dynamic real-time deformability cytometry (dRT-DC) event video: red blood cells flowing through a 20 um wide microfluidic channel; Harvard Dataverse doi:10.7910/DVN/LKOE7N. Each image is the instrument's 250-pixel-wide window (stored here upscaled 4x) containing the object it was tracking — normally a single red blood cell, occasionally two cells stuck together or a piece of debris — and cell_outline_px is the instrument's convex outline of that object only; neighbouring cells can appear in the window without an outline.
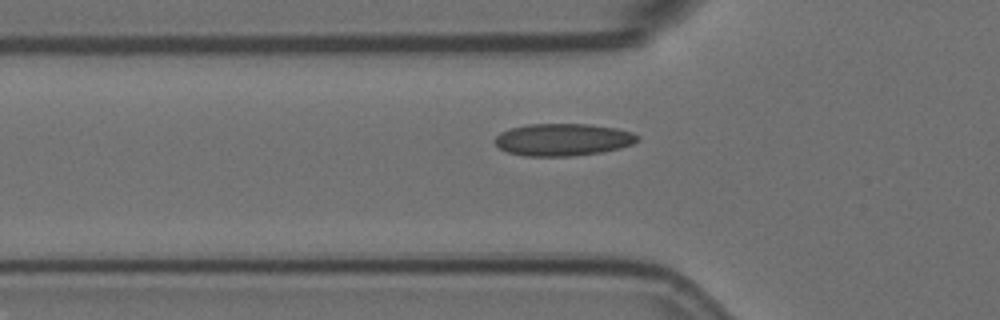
{"species": "Egyptian fruit bat (a non-hibernating species)", "species_latin": "Rousettus aegyptiacus", "temperature_condition": "room temperature", "stored_images_in_passage": 42, "segment_of_instrument_passage": [1, 2], "camera_frame_rate_fps": 3000, "um_per_image_px": 0.085, "animal": {"sex": "female"}, "frame": {"image": 1, "passage_image": 7, "time_ms": 2.0, "image_size_px": [1000, 320], "cell_outline_px": [[640, 140], [632, 144], [620, 148], [600, 152], [572, 156], [524, 156], [508, 152], [500, 148], [492, 140], [500, 132], [512, 128], [528, 124], [588, 124], [616, 128], [632, 132], [640, 136]], "centroid_in_image_um": [47.85, 11.87], "position_along_channel_um": 77.9, "area_um2": 26.88}}
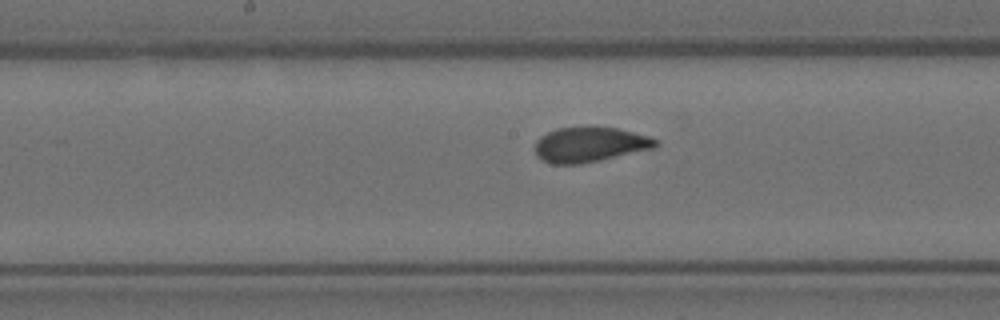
{"frame": {"image": 2, "passage_image": 17, "time_ms": 5.333, "image_size_px": [1000, 320], "cell_outline_px": [[660, 144], [656, 148], [600, 160], [580, 164], [552, 164], [536, 156], [536, 140], [540, 136], [556, 128], [592, 124], [616, 128], [648, 136], [660, 140]], "centroid_in_image_um": [50.16, 12.25], "position_along_channel_um": 198.0, "area_um2": 25.26}}
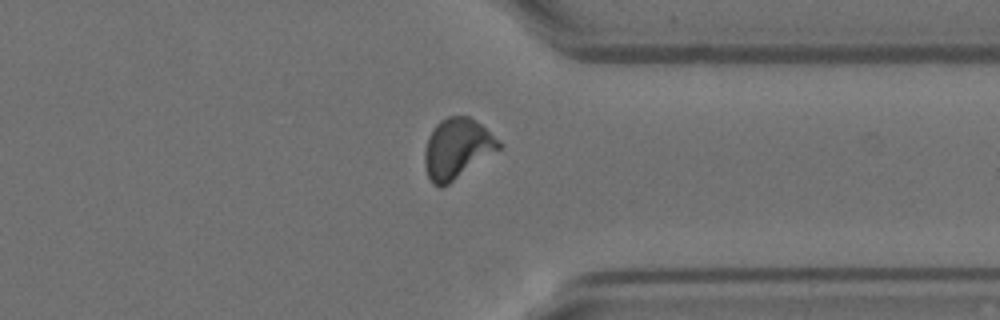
{"frame": {"image": 3, "passage_image": 32, "time_ms": 10.333, "image_size_px": [1000, 320], "cell_outline_px": [[504, 144], [500, 148], [448, 184], [440, 188], [432, 184], [428, 176], [424, 164], [424, 152], [428, 136], [436, 124], [440, 120], [448, 116], [468, 116], [480, 124], [500, 140]], "centroid_in_image_um": [38.83, 12.62], "position_along_channel_um": 372.6, "area_um2": 25.84}}